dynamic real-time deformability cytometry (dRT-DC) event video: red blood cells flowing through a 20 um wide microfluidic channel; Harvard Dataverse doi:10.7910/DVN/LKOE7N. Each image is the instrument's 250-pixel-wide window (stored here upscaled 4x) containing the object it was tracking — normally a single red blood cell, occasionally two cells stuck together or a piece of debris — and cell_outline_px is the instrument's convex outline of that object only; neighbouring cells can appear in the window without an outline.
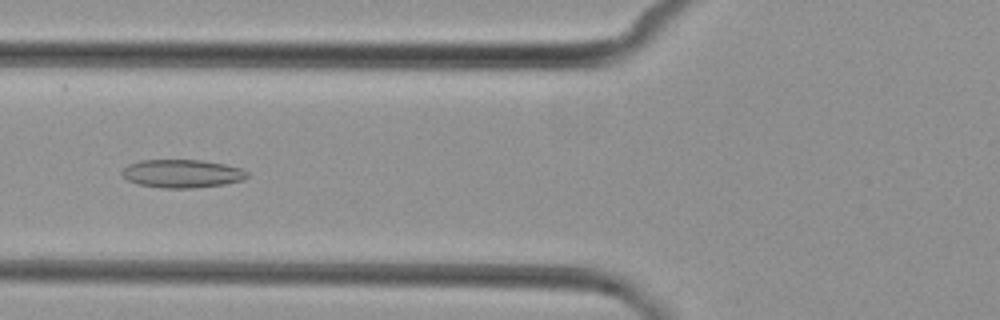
{"species": "common noctule bat (a hibernating species)", "species_latin": "Nyctalus noctula", "temperature_condition": "cold", "stored_images_in_passage": 7, "camera_frame_rate_fps": 3000, "um_per_image_px": 0.085, "animal": {"sex": "female", "body_mass_g": 29.2, "forearm_length_mm": 56.3}, "frame": {"image": 1, "passage_image": 6, "time_ms": 6.0, "image_size_px": [1000, 320], "cell_outline_px": [[248, 176], [244, 180], [224, 184], [192, 188], [160, 188], [136, 184], [128, 180], [120, 172], [128, 164], [140, 160], [200, 160], [224, 164], [240, 168], [248, 172]], "centroid_in_image_um": [15.46, 14.76], "position_along_channel_um": 110.3, "area_um2": 20.63}}
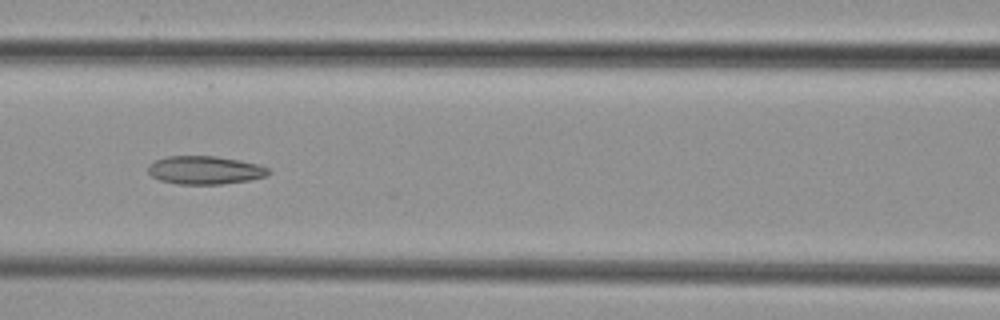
{"frame": {"image": 2, "passage_image": 7, "time_ms": 7.0, "image_size_px": [1000, 320], "cell_outline_px": [[272, 172], [268, 176], [248, 180], [220, 184], [176, 184], [160, 180], [152, 176], [148, 172], [148, 164], [156, 160], [168, 156], [216, 156], [240, 160], [256, 164], [268, 168]], "centroid_in_image_um": [17.42, 14.46], "position_along_channel_um": 149.2, "area_um2": 19.83}}